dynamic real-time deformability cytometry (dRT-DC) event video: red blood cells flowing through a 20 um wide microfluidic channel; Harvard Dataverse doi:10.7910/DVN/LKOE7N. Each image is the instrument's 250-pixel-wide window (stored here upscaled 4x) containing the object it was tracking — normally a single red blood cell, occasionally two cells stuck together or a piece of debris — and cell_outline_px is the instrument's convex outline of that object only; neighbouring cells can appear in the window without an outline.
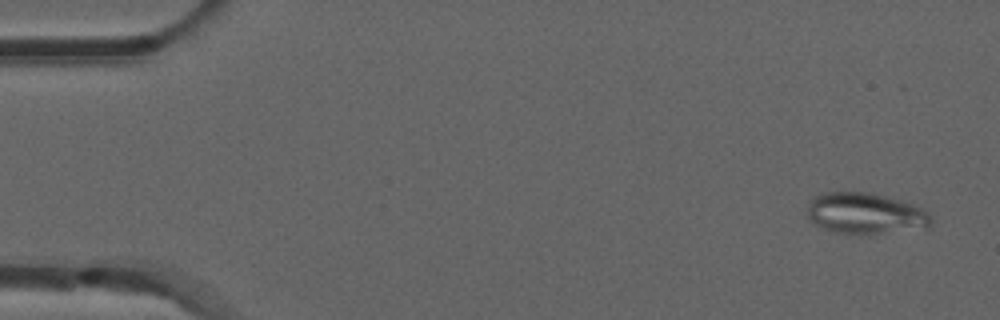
{"species": "common noctule bat (a hibernating species)", "species_latin": "Nyctalus noctula", "temperature_condition": "room temperature", "stored_images_in_passage": 14, "camera_frame_rate_fps": 3000, "um_per_image_px": 0.085, "animal": {"sex": "male", "forearm_length_mm": 52.5}, "frame": {"image": 1, "passage_image": 3, "time_ms": 0.667, "image_size_px": [1000, 320], "cell_outline_px": [[932, 220], [928, 228], [880, 232], [836, 232], [824, 228], [816, 224], [808, 216], [808, 204], [816, 196], [824, 192], [868, 192], [900, 200], [912, 204], [928, 212], [932, 216]], "centroid_in_image_um": [73.58, 18.11], "position_along_channel_um": 11.4, "area_um2": 28.84}}